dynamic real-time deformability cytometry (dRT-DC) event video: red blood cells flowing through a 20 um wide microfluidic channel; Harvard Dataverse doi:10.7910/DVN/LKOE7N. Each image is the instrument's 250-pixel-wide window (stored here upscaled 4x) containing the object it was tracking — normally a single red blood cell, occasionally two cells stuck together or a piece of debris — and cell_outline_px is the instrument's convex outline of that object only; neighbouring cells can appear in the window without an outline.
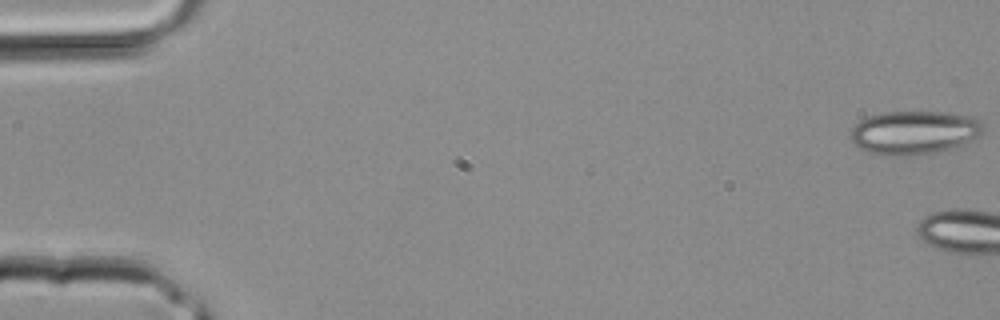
{"species": "common noctule bat (a hibernating species)", "species_latin": "Nyctalus noctula", "temperature_condition": "room temperature", "stored_images_in_passage": 6, "camera_frame_rate_fps": 3000, "um_per_image_px": 0.085, "animal": {"sex": "male", "body_mass_g": 20.4}, "frame": {"image": 1, "passage_image": 1, "time_ms": 0.0, "image_size_px": [1000, 320], "cell_outline_px": [[984, 132], [980, 136], [964, 144], [952, 148], [936, 152], [908, 156], [884, 156], [868, 152], [860, 148], [848, 136], [848, 132], [860, 120], [868, 116], [884, 112], [948, 112], [972, 116], [980, 120], [984, 124]], "centroid_in_image_um": [77.72, 11.27], "position_along_channel_um": 7.3, "area_um2": 34.22}}
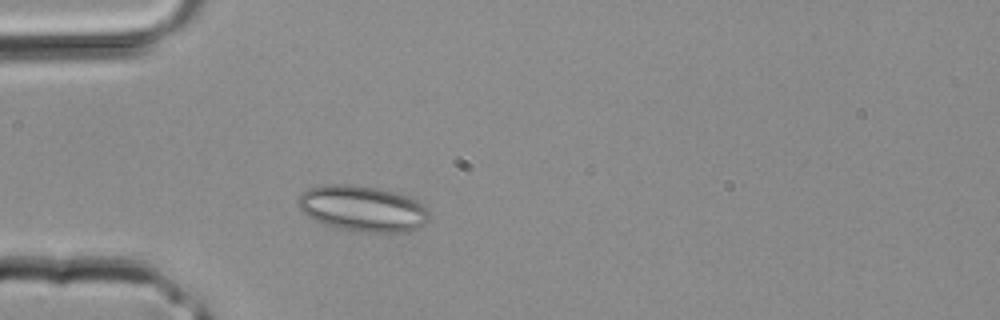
{"frame": {"image": 2, "passage_image": 6, "time_ms": 1.667, "image_size_px": [1000, 320], "cell_outline_px": [[428, 220], [424, 224], [416, 228], [404, 232], [352, 232], [332, 228], [320, 224], [312, 220], [300, 212], [296, 204], [296, 200], [300, 192], [308, 188], [320, 184], [352, 184], [376, 188], [396, 192], [408, 196], [416, 200], [428, 212]], "centroid_in_image_um": [30.68, 17.73], "position_along_channel_um": 54.3, "area_um2": 35.84}}